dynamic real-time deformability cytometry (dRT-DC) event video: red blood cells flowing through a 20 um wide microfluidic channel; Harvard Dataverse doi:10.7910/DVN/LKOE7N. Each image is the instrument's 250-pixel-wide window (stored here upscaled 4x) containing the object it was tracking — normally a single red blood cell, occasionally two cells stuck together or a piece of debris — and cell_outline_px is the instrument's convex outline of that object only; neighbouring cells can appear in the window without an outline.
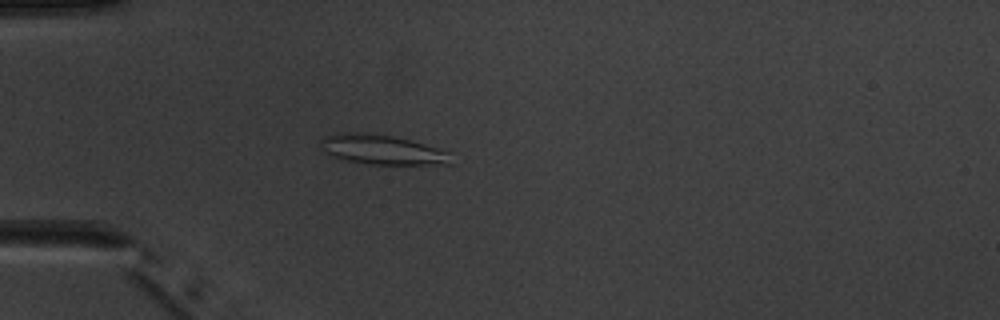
{"species": "common noctule bat (a hibernating species)", "species_latin": "Nyctalus noctula", "temperature_condition": "warm", "stored_images_in_passage": 4, "camera_frame_rate_fps": 3000, "um_per_image_px": 0.085, "animal": {"sex": "male", "body_mass_g": 20.1, "forearm_length_mm": 53.5}, "frame": {"image": 1, "passage_image": 4, "time_ms": 4.333, "image_size_px": [1000, 320], "cell_outline_px": [[452, 164], [368, 164], [348, 160], [324, 152], [320, 140], [324, 136], [336, 132], [364, 132], [392, 136], [424, 144], [448, 152]], "centroid_in_image_um": [32.43, 12.7], "position_along_channel_um": 52.6, "area_um2": 22.2}}